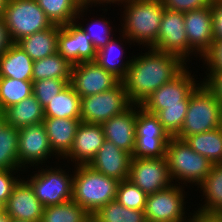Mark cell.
<instances>
[{
	"label": "cell",
	"instance_id": "8992f818",
	"mask_svg": "<svg viewBox=\"0 0 222 222\" xmlns=\"http://www.w3.org/2000/svg\"><path fill=\"white\" fill-rule=\"evenodd\" d=\"M58 165L62 164H57L56 167H52V165L49 167L46 164L45 169L43 168L44 166L34 167L31 169H36V171L32 172L34 175L32 174L31 176L30 173V176L26 177L34 190L35 196L44 207L72 200L74 174ZM66 170H68V173Z\"/></svg>",
	"mask_w": 222,
	"mask_h": 222
},
{
	"label": "cell",
	"instance_id": "5bb4252c",
	"mask_svg": "<svg viewBox=\"0 0 222 222\" xmlns=\"http://www.w3.org/2000/svg\"><path fill=\"white\" fill-rule=\"evenodd\" d=\"M152 49L176 55L189 65V42L183 12L164 9L157 42Z\"/></svg>",
	"mask_w": 222,
	"mask_h": 222
},
{
	"label": "cell",
	"instance_id": "e575fe53",
	"mask_svg": "<svg viewBox=\"0 0 222 222\" xmlns=\"http://www.w3.org/2000/svg\"><path fill=\"white\" fill-rule=\"evenodd\" d=\"M90 214L73 200L44 207L40 222H83Z\"/></svg>",
	"mask_w": 222,
	"mask_h": 222
},
{
	"label": "cell",
	"instance_id": "7c38bea8",
	"mask_svg": "<svg viewBox=\"0 0 222 222\" xmlns=\"http://www.w3.org/2000/svg\"><path fill=\"white\" fill-rule=\"evenodd\" d=\"M19 130L18 141V162L19 167L24 172L29 167H37L39 165L45 166L48 159L59 158L54 154L51 149L46 128L43 123L32 126H25ZM52 156V158H51ZM45 163V164H44Z\"/></svg>",
	"mask_w": 222,
	"mask_h": 222
},
{
	"label": "cell",
	"instance_id": "f35d334b",
	"mask_svg": "<svg viewBox=\"0 0 222 222\" xmlns=\"http://www.w3.org/2000/svg\"><path fill=\"white\" fill-rule=\"evenodd\" d=\"M69 82L70 79L55 78L33 81L32 93L44 108Z\"/></svg>",
	"mask_w": 222,
	"mask_h": 222
},
{
	"label": "cell",
	"instance_id": "f1b7e54d",
	"mask_svg": "<svg viewBox=\"0 0 222 222\" xmlns=\"http://www.w3.org/2000/svg\"><path fill=\"white\" fill-rule=\"evenodd\" d=\"M185 141L197 153L213 164L222 163V126L188 136Z\"/></svg>",
	"mask_w": 222,
	"mask_h": 222
},
{
	"label": "cell",
	"instance_id": "f907efd6",
	"mask_svg": "<svg viewBox=\"0 0 222 222\" xmlns=\"http://www.w3.org/2000/svg\"><path fill=\"white\" fill-rule=\"evenodd\" d=\"M6 124V117L3 111H0V129Z\"/></svg>",
	"mask_w": 222,
	"mask_h": 222
},
{
	"label": "cell",
	"instance_id": "4316f807",
	"mask_svg": "<svg viewBox=\"0 0 222 222\" xmlns=\"http://www.w3.org/2000/svg\"><path fill=\"white\" fill-rule=\"evenodd\" d=\"M33 60L16 43L0 56V77L32 80Z\"/></svg>",
	"mask_w": 222,
	"mask_h": 222
},
{
	"label": "cell",
	"instance_id": "4dcf8cb0",
	"mask_svg": "<svg viewBox=\"0 0 222 222\" xmlns=\"http://www.w3.org/2000/svg\"><path fill=\"white\" fill-rule=\"evenodd\" d=\"M50 21L55 25H66L74 22L81 0H36Z\"/></svg>",
	"mask_w": 222,
	"mask_h": 222
},
{
	"label": "cell",
	"instance_id": "d590c367",
	"mask_svg": "<svg viewBox=\"0 0 222 222\" xmlns=\"http://www.w3.org/2000/svg\"><path fill=\"white\" fill-rule=\"evenodd\" d=\"M93 216L99 222H146L144 211L128 209L116 200L100 207Z\"/></svg>",
	"mask_w": 222,
	"mask_h": 222
},
{
	"label": "cell",
	"instance_id": "d4e9b609",
	"mask_svg": "<svg viewBox=\"0 0 222 222\" xmlns=\"http://www.w3.org/2000/svg\"><path fill=\"white\" fill-rule=\"evenodd\" d=\"M6 123L17 129L43 123L44 108L32 94L21 102L9 106L4 111Z\"/></svg>",
	"mask_w": 222,
	"mask_h": 222
},
{
	"label": "cell",
	"instance_id": "7402d4cb",
	"mask_svg": "<svg viewBox=\"0 0 222 222\" xmlns=\"http://www.w3.org/2000/svg\"><path fill=\"white\" fill-rule=\"evenodd\" d=\"M81 119L45 117L43 124L54 154L63 159L71 150Z\"/></svg>",
	"mask_w": 222,
	"mask_h": 222
},
{
	"label": "cell",
	"instance_id": "83f0119b",
	"mask_svg": "<svg viewBox=\"0 0 222 222\" xmlns=\"http://www.w3.org/2000/svg\"><path fill=\"white\" fill-rule=\"evenodd\" d=\"M80 104V96L68 84L44 107V116L80 119Z\"/></svg>",
	"mask_w": 222,
	"mask_h": 222
},
{
	"label": "cell",
	"instance_id": "b9f144b4",
	"mask_svg": "<svg viewBox=\"0 0 222 222\" xmlns=\"http://www.w3.org/2000/svg\"><path fill=\"white\" fill-rule=\"evenodd\" d=\"M207 72H222V40H214L211 49L202 57Z\"/></svg>",
	"mask_w": 222,
	"mask_h": 222
},
{
	"label": "cell",
	"instance_id": "8fae6325",
	"mask_svg": "<svg viewBox=\"0 0 222 222\" xmlns=\"http://www.w3.org/2000/svg\"><path fill=\"white\" fill-rule=\"evenodd\" d=\"M189 67L187 65L176 77L155 90L140 106L145 111L156 114L166 106L188 105L190 93L202 82L194 74L191 75Z\"/></svg>",
	"mask_w": 222,
	"mask_h": 222
},
{
	"label": "cell",
	"instance_id": "7bdbcfd3",
	"mask_svg": "<svg viewBox=\"0 0 222 222\" xmlns=\"http://www.w3.org/2000/svg\"><path fill=\"white\" fill-rule=\"evenodd\" d=\"M201 80L215 94L222 105V72H208Z\"/></svg>",
	"mask_w": 222,
	"mask_h": 222
},
{
	"label": "cell",
	"instance_id": "d6a6232c",
	"mask_svg": "<svg viewBox=\"0 0 222 222\" xmlns=\"http://www.w3.org/2000/svg\"><path fill=\"white\" fill-rule=\"evenodd\" d=\"M32 87V80L0 77V111L30 97L33 94Z\"/></svg>",
	"mask_w": 222,
	"mask_h": 222
},
{
	"label": "cell",
	"instance_id": "836d02e7",
	"mask_svg": "<svg viewBox=\"0 0 222 222\" xmlns=\"http://www.w3.org/2000/svg\"><path fill=\"white\" fill-rule=\"evenodd\" d=\"M19 130L9 124L0 129V169H21L18 162Z\"/></svg>",
	"mask_w": 222,
	"mask_h": 222
},
{
	"label": "cell",
	"instance_id": "52a82bcc",
	"mask_svg": "<svg viewBox=\"0 0 222 222\" xmlns=\"http://www.w3.org/2000/svg\"><path fill=\"white\" fill-rule=\"evenodd\" d=\"M3 19L14 43L54 25L36 0H8Z\"/></svg>",
	"mask_w": 222,
	"mask_h": 222
},
{
	"label": "cell",
	"instance_id": "f546056e",
	"mask_svg": "<svg viewBox=\"0 0 222 222\" xmlns=\"http://www.w3.org/2000/svg\"><path fill=\"white\" fill-rule=\"evenodd\" d=\"M72 64L58 52L33 62L32 81L42 79H70Z\"/></svg>",
	"mask_w": 222,
	"mask_h": 222
},
{
	"label": "cell",
	"instance_id": "e0dca14e",
	"mask_svg": "<svg viewBox=\"0 0 222 222\" xmlns=\"http://www.w3.org/2000/svg\"><path fill=\"white\" fill-rule=\"evenodd\" d=\"M57 52L72 65L95 61L97 55L91 37L75 21L60 26Z\"/></svg>",
	"mask_w": 222,
	"mask_h": 222
},
{
	"label": "cell",
	"instance_id": "ba28073f",
	"mask_svg": "<svg viewBox=\"0 0 222 222\" xmlns=\"http://www.w3.org/2000/svg\"><path fill=\"white\" fill-rule=\"evenodd\" d=\"M186 197L187 191L185 192L184 186L178 184L147 195L144 210L146 222H188L193 213L189 210V215L185 211L188 201Z\"/></svg>",
	"mask_w": 222,
	"mask_h": 222
},
{
	"label": "cell",
	"instance_id": "ac0fdd59",
	"mask_svg": "<svg viewBox=\"0 0 222 222\" xmlns=\"http://www.w3.org/2000/svg\"><path fill=\"white\" fill-rule=\"evenodd\" d=\"M25 177L21 178L14 187L4 205V211L11 219L40 222L44 205L35 196L32 186Z\"/></svg>",
	"mask_w": 222,
	"mask_h": 222
},
{
	"label": "cell",
	"instance_id": "816d5d0a",
	"mask_svg": "<svg viewBox=\"0 0 222 222\" xmlns=\"http://www.w3.org/2000/svg\"><path fill=\"white\" fill-rule=\"evenodd\" d=\"M83 222H99V221L91 214Z\"/></svg>",
	"mask_w": 222,
	"mask_h": 222
},
{
	"label": "cell",
	"instance_id": "4fadbf2b",
	"mask_svg": "<svg viewBox=\"0 0 222 222\" xmlns=\"http://www.w3.org/2000/svg\"><path fill=\"white\" fill-rule=\"evenodd\" d=\"M128 179L147 195L169 188L174 184L166 157H132Z\"/></svg>",
	"mask_w": 222,
	"mask_h": 222
},
{
	"label": "cell",
	"instance_id": "3957f363",
	"mask_svg": "<svg viewBox=\"0 0 222 222\" xmlns=\"http://www.w3.org/2000/svg\"><path fill=\"white\" fill-rule=\"evenodd\" d=\"M72 173V200L90 215L116 199L117 179L105 176L88 165H76Z\"/></svg>",
	"mask_w": 222,
	"mask_h": 222
},
{
	"label": "cell",
	"instance_id": "277c9868",
	"mask_svg": "<svg viewBox=\"0 0 222 222\" xmlns=\"http://www.w3.org/2000/svg\"><path fill=\"white\" fill-rule=\"evenodd\" d=\"M222 126V105L215 94L202 81L190 93L187 113L176 138L204 133Z\"/></svg>",
	"mask_w": 222,
	"mask_h": 222
},
{
	"label": "cell",
	"instance_id": "6da1fadb",
	"mask_svg": "<svg viewBox=\"0 0 222 222\" xmlns=\"http://www.w3.org/2000/svg\"><path fill=\"white\" fill-rule=\"evenodd\" d=\"M133 55L122 80L132 104L141 105L155 90L176 77L186 66L180 57L148 48ZM136 56V57H135Z\"/></svg>",
	"mask_w": 222,
	"mask_h": 222
},
{
	"label": "cell",
	"instance_id": "9a60e30c",
	"mask_svg": "<svg viewBox=\"0 0 222 222\" xmlns=\"http://www.w3.org/2000/svg\"><path fill=\"white\" fill-rule=\"evenodd\" d=\"M120 80L96 61L72 65L69 84L80 98L103 93L115 87Z\"/></svg>",
	"mask_w": 222,
	"mask_h": 222
},
{
	"label": "cell",
	"instance_id": "681fc988",
	"mask_svg": "<svg viewBox=\"0 0 222 222\" xmlns=\"http://www.w3.org/2000/svg\"><path fill=\"white\" fill-rule=\"evenodd\" d=\"M0 222H11V218L5 211L0 213Z\"/></svg>",
	"mask_w": 222,
	"mask_h": 222
},
{
	"label": "cell",
	"instance_id": "8d00e7d4",
	"mask_svg": "<svg viewBox=\"0 0 222 222\" xmlns=\"http://www.w3.org/2000/svg\"><path fill=\"white\" fill-rule=\"evenodd\" d=\"M147 194L129 179L119 181L116 201L128 209L145 210Z\"/></svg>",
	"mask_w": 222,
	"mask_h": 222
},
{
	"label": "cell",
	"instance_id": "db71d44e",
	"mask_svg": "<svg viewBox=\"0 0 222 222\" xmlns=\"http://www.w3.org/2000/svg\"><path fill=\"white\" fill-rule=\"evenodd\" d=\"M4 211V204L0 202V213Z\"/></svg>",
	"mask_w": 222,
	"mask_h": 222
},
{
	"label": "cell",
	"instance_id": "7a4b0ae2",
	"mask_svg": "<svg viewBox=\"0 0 222 222\" xmlns=\"http://www.w3.org/2000/svg\"><path fill=\"white\" fill-rule=\"evenodd\" d=\"M123 5V6H122ZM123 7L122 29L124 34L134 45L152 48L157 42L164 5L162 0H127Z\"/></svg>",
	"mask_w": 222,
	"mask_h": 222
},
{
	"label": "cell",
	"instance_id": "30bf717a",
	"mask_svg": "<svg viewBox=\"0 0 222 222\" xmlns=\"http://www.w3.org/2000/svg\"><path fill=\"white\" fill-rule=\"evenodd\" d=\"M136 139L132 157L162 158L166 156V147L171 138L164 130L155 114L145 111L137 105Z\"/></svg>",
	"mask_w": 222,
	"mask_h": 222
},
{
	"label": "cell",
	"instance_id": "bcb514c9",
	"mask_svg": "<svg viewBox=\"0 0 222 222\" xmlns=\"http://www.w3.org/2000/svg\"><path fill=\"white\" fill-rule=\"evenodd\" d=\"M127 0H81V3H82V5H84V6H87V7H97L98 8V5L100 6V7H103V6H108V4L110 5V6H108V7H111V4H113V6H114V4H117L118 6L119 5H122V4H124L125 2H126ZM101 5H103V6H101Z\"/></svg>",
	"mask_w": 222,
	"mask_h": 222
},
{
	"label": "cell",
	"instance_id": "d6986e66",
	"mask_svg": "<svg viewBox=\"0 0 222 222\" xmlns=\"http://www.w3.org/2000/svg\"><path fill=\"white\" fill-rule=\"evenodd\" d=\"M105 141V135L101 124L80 123L70 152L63 158L71 165H88L95 157L97 151Z\"/></svg>",
	"mask_w": 222,
	"mask_h": 222
},
{
	"label": "cell",
	"instance_id": "cb8c5ba5",
	"mask_svg": "<svg viewBox=\"0 0 222 222\" xmlns=\"http://www.w3.org/2000/svg\"><path fill=\"white\" fill-rule=\"evenodd\" d=\"M202 192L205 199L194 212L210 215L222 216V163H215L211 167L210 173L197 187ZM205 203V204H203Z\"/></svg>",
	"mask_w": 222,
	"mask_h": 222
},
{
	"label": "cell",
	"instance_id": "2e32d148",
	"mask_svg": "<svg viewBox=\"0 0 222 222\" xmlns=\"http://www.w3.org/2000/svg\"><path fill=\"white\" fill-rule=\"evenodd\" d=\"M184 25L189 42V63L190 59L195 57H200L201 61L214 43L211 6L185 12Z\"/></svg>",
	"mask_w": 222,
	"mask_h": 222
},
{
	"label": "cell",
	"instance_id": "9c48e42d",
	"mask_svg": "<svg viewBox=\"0 0 222 222\" xmlns=\"http://www.w3.org/2000/svg\"><path fill=\"white\" fill-rule=\"evenodd\" d=\"M132 105L120 81L108 91L81 98L80 119L86 123L102 124L124 113Z\"/></svg>",
	"mask_w": 222,
	"mask_h": 222
},
{
	"label": "cell",
	"instance_id": "5b68a950",
	"mask_svg": "<svg viewBox=\"0 0 222 222\" xmlns=\"http://www.w3.org/2000/svg\"><path fill=\"white\" fill-rule=\"evenodd\" d=\"M165 157L173 183L178 182L181 186L183 183L184 187L189 183V188L192 185L198 186L210 173L213 165L206 157L195 152L185 140L176 137L169 139Z\"/></svg>",
	"mask_w": 222,
	"mask_h": 222
},
{
	"label": "cell",
	"instance_id": "1f68e13d",
	"mask_svg": "<svg viewBox=\"0 0 222 222\" xmlns=\"http://www.w3.org/2000/svg\"><path fill=\"white\" fill-rule=\"evenodd\" d=\"M88 8L89 7L84 5L80 7L75 22L81 27V29L85 33L89 34V36L91 37V43H93V46L95 47L96 51H98L110 42V40L113 38V35H115L113 34L115 30L113 31V28L111 27V22L109 20L107 21V18L105 19L104 17H100L98 19L94 17L93 21L92 19H90V21L88 20V22L91 23H87L85 25L86 27L84 26V23L82 21L79 23L78 21L80 19H84V12L86 13L88 11H91Z\"/></svg>",
	"mask_w": 222,
	"mask_h": 222
},
{
	"label": "cell",
	"instance_id": "ab89813d",
	"mask_svg": "<svg viewBox=\"0 0 222 222\" xmlns=\"http://www.w3.org/2000/svg\"><path fill=\"white\" fill-rule=\"evenodd\" d=\"M21 172L24 174L23 169H0V202L4 205L7 203L14 187L21 179ZM16 173H19V176Z\"/></svg>",
	"mask_w": 222,
	"mask_h": 222
},
{
	"label": "cell",
	"instance_id": "f5cc1de1",
	"mask_svg": "<svg viewBox=\"0 0 222 222\" xmlns=\"http://www.w3.org/2000/svg\"><path fill=\"white\" fill-rule=\"evenodd\" d=\"M188 222H197V212L193 213L192 218Z\"/></svg>",
	"mask_w": 222,
	"mask_h": 222
},
{
	"label": "cell",
	"instance_id": "484cf974",
	"mask_svg": "<svg viewBox=\"0 0 222 222\" xmlns=\"http://www.w3.org/2000/svg\"><path fill=\"white\" fill-rule=\"evenodd\" d=\"M59 28L60 25L54 24L44 31L36 32L22 38L16 44L19 45L33 61L43 59L57 52Z\"/></svg>",
	"mask_w": 222,
	"mask_h": 222
},
{
	"label": "cell",
	"instance_id": "7dc6e473",
	"mask_svg": "<svg viewBox=\"0 0 222 222\" xmlns=\"http://www.w3.org/2000/svg\"><path fill=\"white\" fill-rule=\"evenodd\" d=\"M197 222H222V216H210L197 213Z\"/></svg>",
	"mask_w": 222,
	"mask_h": 222
},
{
	"label": "cell",
	"instance_id": "ee69618b",
	"mask_svg": "<svg viewBox=\"0 0 222 222\" xmlns=\"http://www.w3.org/2000/svg\"><path fill=\"white\" fill-rule=\"evenodd\" d=\"M211 8L214 40H222V0H213Z\"/></svg>",
	"mask_w": 222,
	"mask_h": 222
},
{
	"label": "cell",
	"instance_id": "60d3db41",
	"mask_svg": "<svg viewBox=\"0 0 222 222\" xmlns=\"http://www.w3.org/2000/svg\"><path fill=\"white\" fill-rule=\"evenodd\" d=\"M164 8L176 12H189L212 5L213 0H162Z\"/></svg>",
	"mask_w": 222,
	"mask_h": 222
},
{
	"label": "cell",
	"instance_id": "603a6c76",
	"mask_svg": "<svg viewBox=\"0 0 222 222\" xmlns=\"http://www.w3.org/2000/svg\"><path fill=\"white\" fill-rule=\"evenodd\" d=\"M119 35H121L119 36V39H115L116 36H114L106 46L97 51L95 61L106 71L112 73L122 81L127 74L133 55L132 57L130 56L129 59L124 55L126 53V50L124 49L126 42L127 45L129 43V45H131L132 42L124 34Z\"/></svg>",
	"mask_w": 222,
	"mask_h": 222
},
{
	"label": "cell",
	"instance_id": "74e56055",
	"mask_svg": "<svg viewBox=\"0 0 222 222\" xmlns=\"http://www.w3.org/2000/svg\"><path fill=\"white\" fill-rule=\"evenodd\" d=\"M187 108L188 105L166 106L165 109L159 110L155 114L170 137H176L179 134Z\"/></svg>",
	"mask_w": 222,
	"mask_h": 222
},
{
	"label": "cell",
	"instance_id": "44dd1931",
	"mask_svg": "<svg viewBox=\"0 0 222 222\" xmlns=\"http://www.w3.org/2000/svg\"><path fill=\"white\" fill-rule=\"evenodd\" d=\"M137 118V105H132L124 113L113 116L103 122L105 140L114 143L118 148L133 155L135 148V129Z\"/></svg>",
	"mask_w": 222,
	"mask_h": 222
},
{
	"label": "cell",
	"instance_id": "c3c4849f",
	"mask_svg": "<svg viewBox=\"0 0 222 222\" xmlns=\"http://www.w3.org/2000/svg\"><path fill=\"white\" fill-rule=\"evenodd\" d=\"M8 0H0V18L3 17Z\"/></svg>",
	"mask_w": 222,
	"mask_h": 222
},
{
	"label": "cell",
	"instance_id": "ffe728a7",
	"mask_svg": "<svg viewBox=\"0 0 222 222\" xmlns=\"http://www.w3.org/2000/svg\"><path fill=\"white\" fill-rule=\"evenodd\" d=\"M132 155L105 140L88 166L118 181L128 179Z\"/></svg>",
	"mask_w": 222,
	"mask_h": 222
},
{
	"label": "cell",
	"instance_id": "11a10c76",
	"mask_svg": "<svg viewBox=\"0 0 222 222\" xmlns=\"http://www.w3.org/2000/svg\"><path fill=\"white\" fill-rule=\"evenodd\" d=\"M11 222H29V221H23V220L11 219Z\"/></svg>",
	"mask_w": 222,
	"mask_h": 222
},
{
	"label": "cell",
	"instance_id": "f6af8a7d",
	"mask_svg": "<svg viewBox=\"0 0 222 222\" xmlns=\"http://www.w3.org/2000/svg\"><path fill=\"white\" fill-rule=\"evenodd\" d=\"M12 41L3 17L0 18V56L10 48Z\"/></svg>",
	"mask_w": 222,
	"mask_h": 222
}]
</instances>
